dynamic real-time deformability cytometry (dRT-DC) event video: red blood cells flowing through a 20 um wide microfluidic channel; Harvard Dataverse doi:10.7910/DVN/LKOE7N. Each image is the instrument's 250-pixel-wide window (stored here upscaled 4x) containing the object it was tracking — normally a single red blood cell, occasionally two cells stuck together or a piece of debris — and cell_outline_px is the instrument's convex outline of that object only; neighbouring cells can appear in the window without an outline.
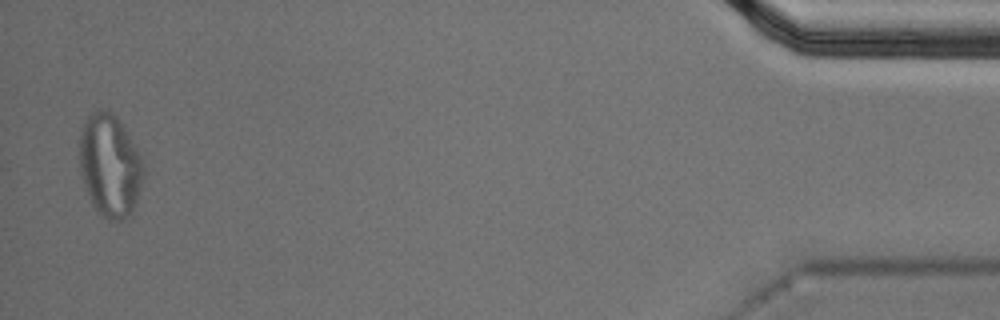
{"species": "Egyptian fruit bat (a non-hibernating species)", "species_latin": "Rousettus aegyptiacus", "temperature_condition": "cold", "stored_images_in_passage": 41, "segment_of_instrument_passage": [2, 2], "camera_frame_rate_fps": 3000, "um_per_image_px": 0.085, "animal": {"sex": "male"}, "frame": {"image": 1, "passage_image": 40, "time_ms": 13.0, "image_size_px": [1000, 320], "cell_outline_px": [[144, 176], [132, 216], [124, 220], [108, 220], [92, 204], [84, 184], [80, 172], [80, 132], [88, 116], [96, 108], [108, 108], [116, 116], [124, 128], [144, 160]], "centroid_in_image_um": [9.36, 14.06], "position_along_channel_um": 425.8, "area_um2": 38.55}}